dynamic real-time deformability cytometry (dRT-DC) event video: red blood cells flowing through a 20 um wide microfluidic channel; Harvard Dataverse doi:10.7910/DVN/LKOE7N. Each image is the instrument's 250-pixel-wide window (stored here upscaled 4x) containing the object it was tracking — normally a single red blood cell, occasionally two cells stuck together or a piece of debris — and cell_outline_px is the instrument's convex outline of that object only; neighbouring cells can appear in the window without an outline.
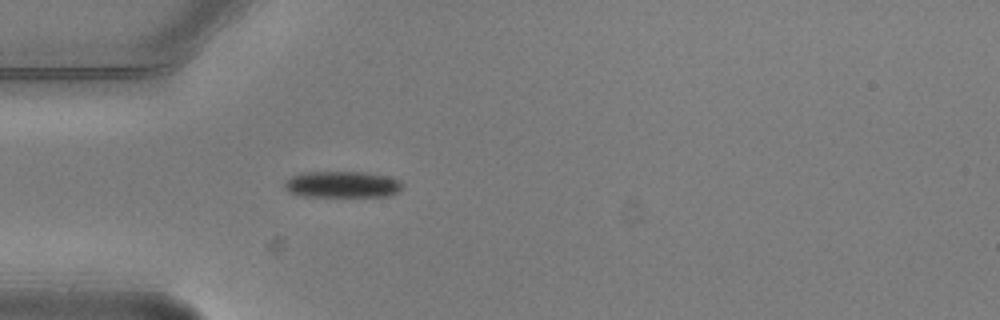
{"species": "common noctule bat (a hibernating species)", "species_latin": "Nyctalus noctula", "temperature_condition": "warm", "stored_images_in_passage": 1, "camera_frame_rate_fps": 3000, "um_per_image_px": 0.085, "animal": {"sex": "male", "body_mass_g": 20.5, "forearm_length_mm": 52.5}, "frame": {"image": 1, "passage_image": 1, "time_ms": 0.0, "image_size_px": [1000, 320], "cell_outline_px": [[404, 188], [388, 196], [304, 196], [288, 192], [284, 188], [284, 180], [292, 176], [304, 172], [364, 172], [388, 176], [400, 180], [404, 184]], "centroid_in_image_um": [29.09, 15.67], "position_along_channel_um": 55.9, "area_um2": 18.26}}